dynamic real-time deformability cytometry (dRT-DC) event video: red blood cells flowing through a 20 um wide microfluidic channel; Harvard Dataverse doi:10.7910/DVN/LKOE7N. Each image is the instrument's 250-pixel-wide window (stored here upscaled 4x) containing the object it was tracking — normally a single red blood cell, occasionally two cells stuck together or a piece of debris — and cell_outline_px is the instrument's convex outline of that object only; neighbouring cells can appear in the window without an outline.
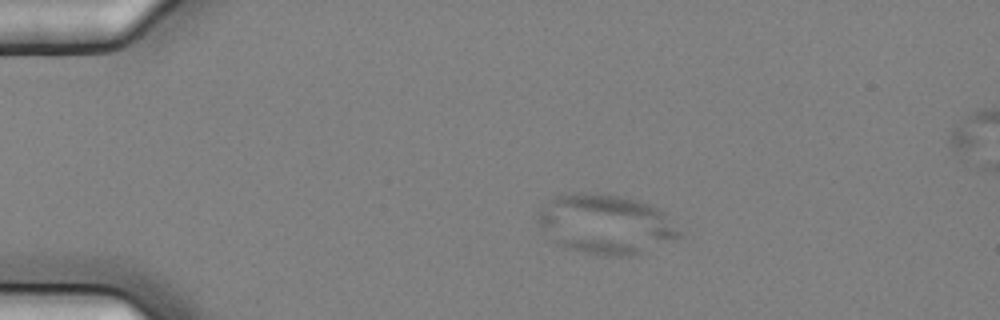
{"species": "common noctule bat (a hibernating species)", "species_latin": "Nyctalus noctula", "temperature_condition": "cold", "stored_images_in_passage": 10, "segment_of_instrument_passage": [1, 2], "camera_frame_rate_fps": 3000, "um_per_image_px": 0.085, "animal": {"sex": "female", "body_mass_g": 25.1}, "frame": {"image": 1, "passage_image": 4, "time_ms": 1.0, "image_size_px": [1000, 320], "cell_outline_px": [[684, 236], [632, 256], [604, 256], [564, 248], [556, 244], [552, 240], [536, 220], [536, 212], [552, 196], [580, 192], [588, 192], [620, 196], [652, 204], [664, 212]], "centroid_in_image_um": [51.45, 19.05], "position_along_channel_um": 33.5, "area_um2": 49.42}}
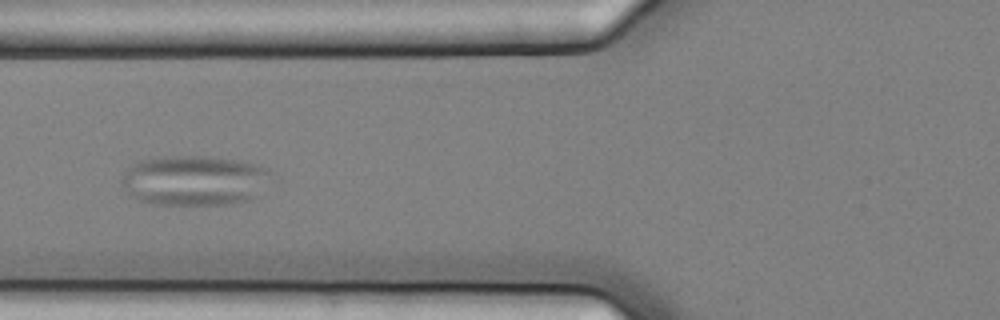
{"frame": {"image": 2, "passage_image": 7, "time_ms": 2.0, "image_size_px": [1000, 320], "cell_outline_px": [[272, 172], [252, 200], [228, 204], [152, 204], [128, 196], [120, 180], [120, 176], [136, 160], [164, 156], [208, 156], [260, 164], [268, 168]], "centroid_in_image_um": [16.45, 15.32], "position_along_channel_um": 109.4, "area_um2": 43.87}}